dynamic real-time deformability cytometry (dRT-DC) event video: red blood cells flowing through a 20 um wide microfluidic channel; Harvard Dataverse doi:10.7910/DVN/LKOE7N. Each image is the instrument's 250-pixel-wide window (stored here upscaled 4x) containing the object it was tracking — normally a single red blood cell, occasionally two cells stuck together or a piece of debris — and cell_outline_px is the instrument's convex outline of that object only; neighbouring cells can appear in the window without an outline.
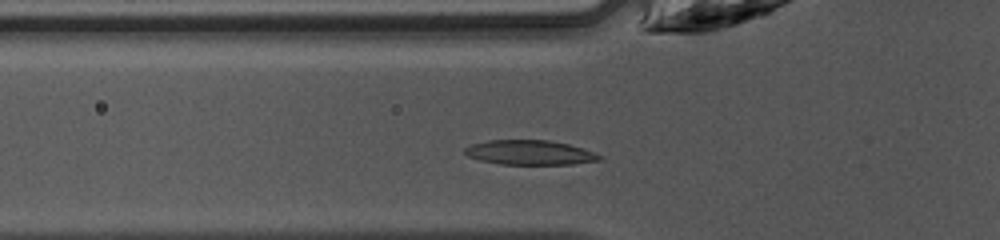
{"species": "common noctule bat (a hibernating species)", "species_latin": "Nyctalus noctula", "temperature_condition": "warm", "stored_images_in_passage": 27, "camera_frame_rate_fps": 3000, "um_per_image_px": 0.085, "animal": {"sex": "female", "body_mass_g": 10.0, "forearm_length_mm": 53.1}, "frame": {"image": 1, "passage_image": 3, "time_ms": 0.667, "image_size_px": [1000, 240], "cell_outline_px": [[604, 160], [572, 164], [500, 164], [480, 160], [468, 156], [464, 152], [464, 148], [472, 144], [488, 140], [548, 140], [568, 144], [604, 156]], "centroid_in_image_um": [45.04, 12.97], "position_along_channel_um": 80.8, "area_um2": 19.25}}
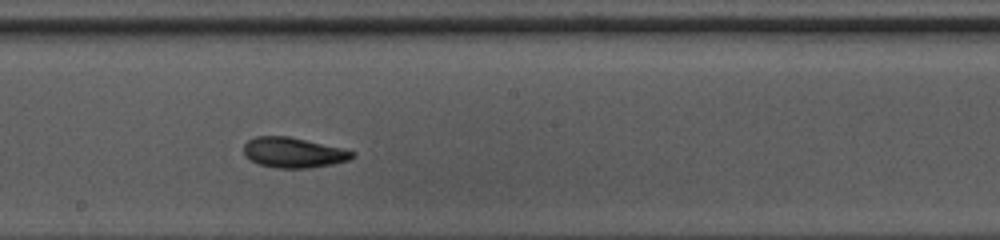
{"frame": {"image": 2, "passage_image": 13, "time_ms": 4.0, "image_size_px": [1000, 240], "cell_outline_px": [[356, 156], [348, 160], [332, 164], [308, 168], [276, 168], [260, 164], [244, 156], [244, 144], [248, 140], [256, 136], [288, 136], [340, 148], [356, 152]], "centroid_in_image_um": [24.93, 12.97], "position_along_channel_um": 223.3, "area_um2": 18.96}}
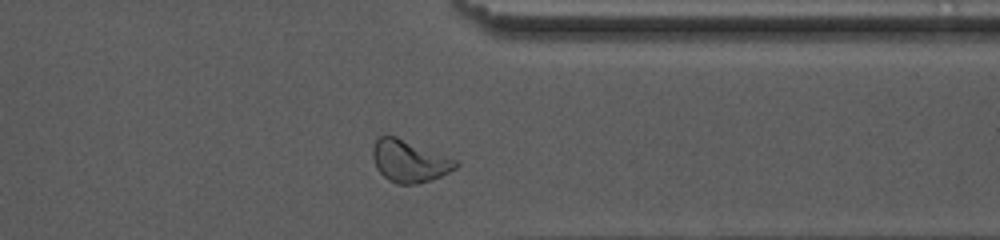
{"frame": {"image": 3, "passage_image": 24, "time_ms": 7.667, "image_size_px": [1000, 240], "cell_outline_px": [[460, 164], [456, 168], [432, 180], [416, 184], [396, 184], [388, 180], [376, 168], [372, 156], [372, 148], [376, 140], [380, 136], [396, 136], [456, 160]], "centroid_in_image_um": [34.77, 13.71], "position_along_channel_um": 376.6, "area_um2": 20.17}, "authors_computed_cell_mechanics": {"area_um2": 19.0162, "velocity_mm_per_s": 4.2425, "shape_relaxation_time_tau1_ms": 2.4582, "shape_relaxation_time_tau2_ms": 1.8588, "deformation_change_tau1": 0.1337, "deformation_change_tau2": 0.0661}}